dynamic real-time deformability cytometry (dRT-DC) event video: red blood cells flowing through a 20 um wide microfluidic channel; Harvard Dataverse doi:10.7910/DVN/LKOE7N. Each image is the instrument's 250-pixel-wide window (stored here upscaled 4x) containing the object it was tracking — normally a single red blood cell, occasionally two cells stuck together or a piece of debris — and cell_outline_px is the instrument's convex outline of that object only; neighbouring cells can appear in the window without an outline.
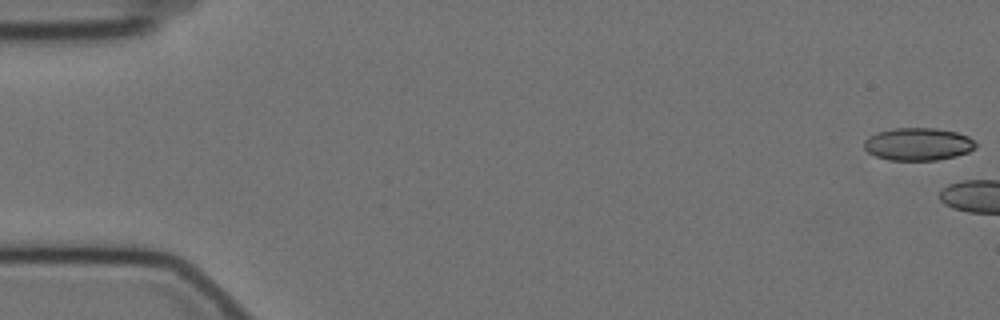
{"species": "Egyptian fruit bat (a non-hibernating species)", "species_latin": "Rousettus aegyptiacus", "temperature_condition": "cold", "stored_images_in_passage": 5, "camera_frame_rate_fps": 3000, "um_per_image_px": 0.085, "animal": {"sex": "female"}, "frame": {"image": 1, "passage_image": 1, "time_ms": 0.0, "image_size_px": [1000, 320], "cell_outline_px": [[976, 148], [968, 152], [956, 156], [936, 160], [888, 160], [876, 156], [868, 152], [864, 148], [864, 140], [868, 136], [876, 132], [896, 128], [936, 128], [956, 132], [968, 136], [976, 144]], "centroid_in_image_um": [78.02, 12.25], "position_along_channel_um": 7.0, "area_um2": 21.27}}